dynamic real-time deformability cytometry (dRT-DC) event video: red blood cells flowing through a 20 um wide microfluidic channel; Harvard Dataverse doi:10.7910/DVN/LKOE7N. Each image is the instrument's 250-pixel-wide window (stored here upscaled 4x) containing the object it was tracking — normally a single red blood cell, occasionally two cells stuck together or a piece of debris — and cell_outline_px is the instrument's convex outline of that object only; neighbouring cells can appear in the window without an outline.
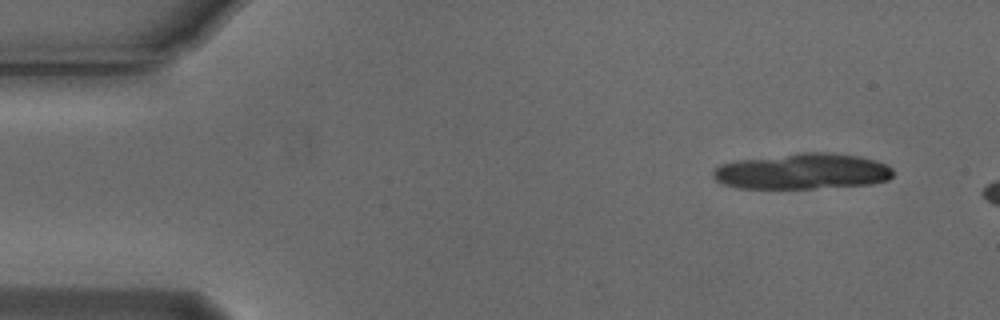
{"species": "Egyptian fruit bat (a non-hibernating species)", "species_latin": "Rousettus aegyptiacus", "temperature_condition": "cold", "stored_images_in_passage": 3, "camera_frame_rate_fps": 3000, "um_per_image_px": 0.085, "animal": {"sex": "male"}, "frame": {"image": 1, "passage_image": 1, "time_ms": 0.0, "image_size_px": [1000, 320], "cell_outline_px": [[892, 176], [888, 180], [872, 184], [812, 188], [736, 188], [724, 184], [716, 180], [712, 176], [712, 172], [720, 164], [732, 160], [800, 152], [828, 152], [860, 156], [888, 164], [892, 168]], "centroid_in_image_um": [68.18, 14.55], "position_along_channel_um": 16.8, "area_um2": 37.92}}